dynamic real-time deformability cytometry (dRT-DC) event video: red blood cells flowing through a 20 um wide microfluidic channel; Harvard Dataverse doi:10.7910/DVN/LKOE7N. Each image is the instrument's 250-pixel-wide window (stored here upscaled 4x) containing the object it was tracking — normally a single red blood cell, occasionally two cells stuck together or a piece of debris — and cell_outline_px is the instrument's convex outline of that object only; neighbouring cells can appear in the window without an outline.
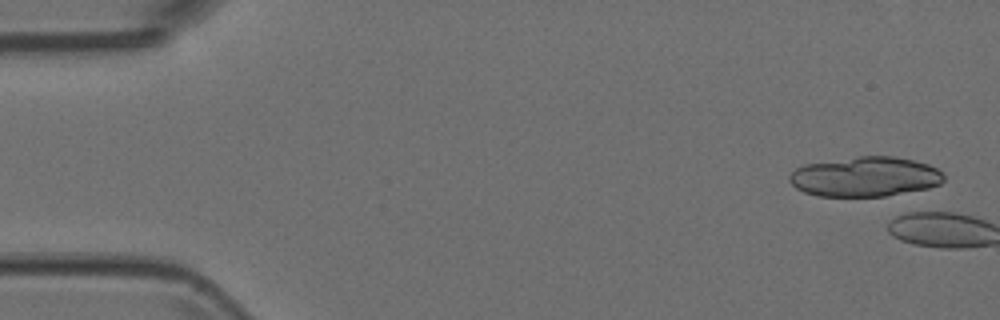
{"species": "Egyptian fruit bat (a non-hibernating species)", "species_latin": "Rousettus aegyptiacus", "temperature_condition": "room temperature", "stored_images_in_passage": 16, "camera_frame_rate_fps": 3000, "um_per_image_px": 0.085, "animal": {"sex": "female"}, "frame": {"image": 1, "passage_image": 1, "time_ms": 0.0, "image_size_px": [1000, 320], "cell_outline_px": [[944, 180], [940, 184], [928, 188], [884, 196], [816, 196], [804, 192], [796, 188], [788, 180], [788, 176], [796, 168], [804, 164], [860, 156], [892, 156], [912, 160], [928, 164], [936, 168], [944, 176]], "centroid_in_image_um": [73.5, 15.02], "position_along_channel_um": 11.5, "area_um2": 35.72}}
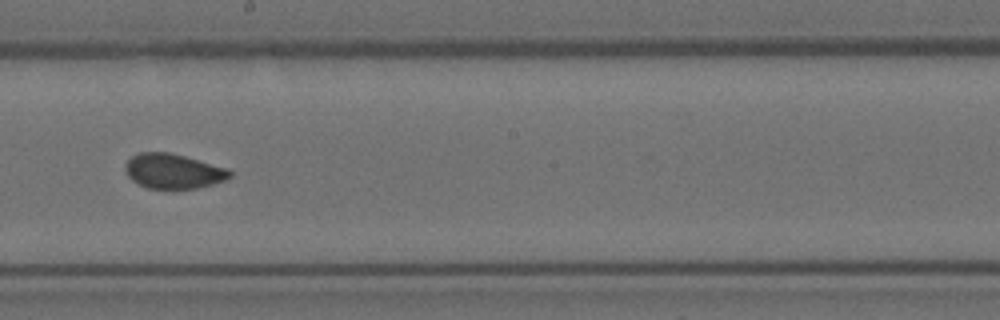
{"frame": {"image": 2, "passage_image": 9, "time_ms": 2.667, "image_size_px": [1000, 320], "cell_outline_px": [[232, 176], [224, 180], [212, 184], [196, 188], [148, 188], [132, 180], [128, 176], [124, 168], [124, 164], [132, 156], [140, 152], [168, 152], [184, 156], [228, 168], [232, 172]], "centroid_in_image_um": [14.72, 14.54], "position_along_channel_um": 233.5, "area_um2": 21.04}}
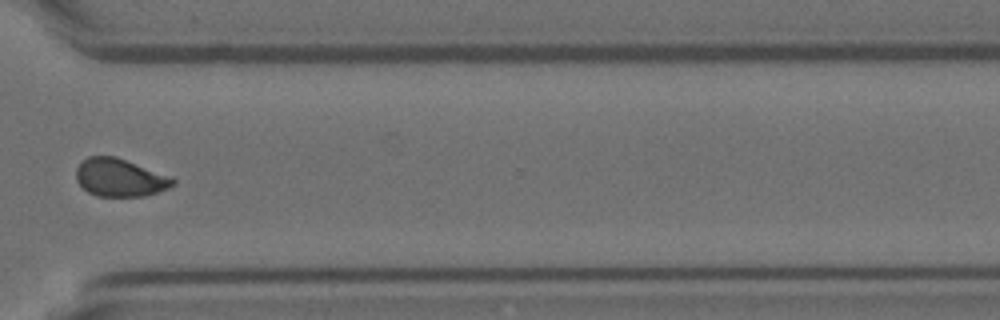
{"frame": {"image": 3, "passage_image": 12, "time_ms": 3.667, "image_size_px": [1000, 320], "cell_outline_px": [[176, 184], [168, 188], [144, 196], [96, 196], [88, 192], [76, 180], [76, 168], [88, 156], [116, 156], [172, 176], [176, 180]], "centroid_in_image_um": [10.22, 15.09], "position_along_channel_um": 360.4, "area_um2": 21.44}}